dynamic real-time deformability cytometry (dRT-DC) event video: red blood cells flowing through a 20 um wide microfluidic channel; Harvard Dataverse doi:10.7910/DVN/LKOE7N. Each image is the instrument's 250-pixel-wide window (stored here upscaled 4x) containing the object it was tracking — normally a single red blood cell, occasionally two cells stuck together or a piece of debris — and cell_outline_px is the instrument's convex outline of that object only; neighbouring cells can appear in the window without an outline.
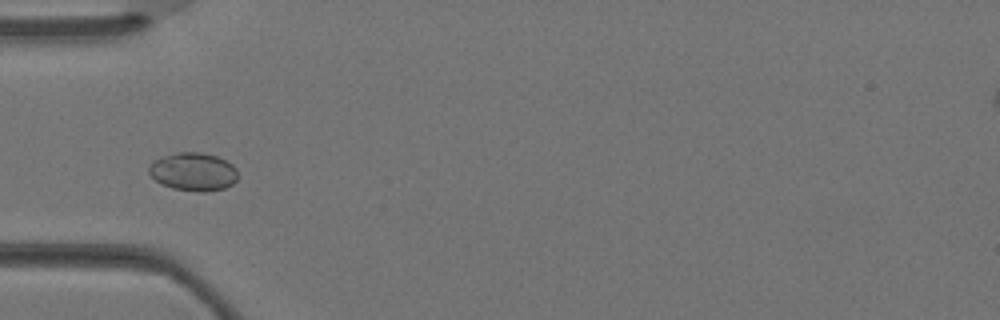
{"species": "Egyptian fruit bat (a non-hibernating species)", "species_latin": "Rousettus aegyptiacus", "temperature_condition": "warm", "stored_images_in_passage": 3, "camera_frame_rate_fps": 3000, "um_per_image_px": 0.085, "animal": {"sex": "female"}, "frame": {"image": 1, "passage_image": 3, "time_ms": 0.667, "image_size_px": [1000, 320], "cell_outline_px": [[236, 180], [232, 184], [224, 188], [204, 192], [200, 192], [172, 188], [156, 180], [148, 172], [148, 168], [160, 156], [176, 152], [200, 152], [216, 156], [232, 164], [236, 168]], "centroid_in_image_um": [16.43, 14.59], "position_along_channel_um": 68.6, "area_um2": 19.59}}